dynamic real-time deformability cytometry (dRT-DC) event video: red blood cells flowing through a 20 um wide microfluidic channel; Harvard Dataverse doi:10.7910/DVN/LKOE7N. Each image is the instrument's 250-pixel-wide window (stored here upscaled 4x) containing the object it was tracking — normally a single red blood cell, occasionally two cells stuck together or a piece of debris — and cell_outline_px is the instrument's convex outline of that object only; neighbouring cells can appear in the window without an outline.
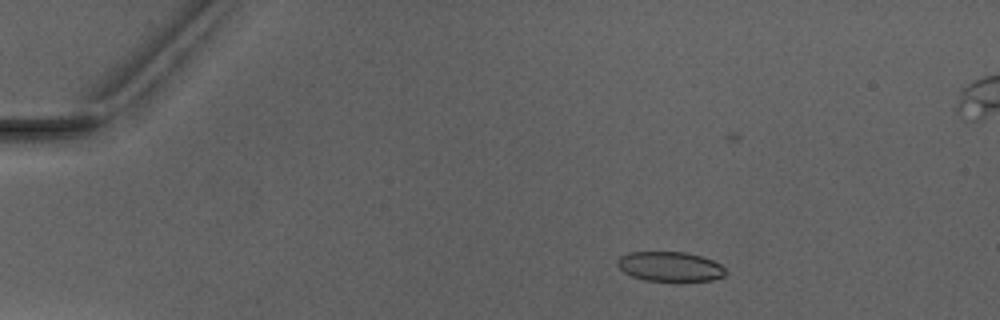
{"species": "Egyptian fruit bat (a non-hibernating species)", "species_latin": "Rousettus aegyptiacus", "temperature_condition": "warm", "stored_images_in_passage": 4, "camera_frame_rate_fps": 3000, "um_per_image_px": 0.085, "animal": {"sex": "male"}, "frame": {"image": 1, "passage_image": 1, "time_ms": 0.0, "image_size_px": [1000, 320], "cell_outline_px": [[724, 276], [712, 280], [644, 280], [632, 276], [624, 272], [616, 264], [616, 260], [620, 256], [628, 252], [684, 252], [700, 256], [712, 260], [720, 264], [724, 268]], "centroid_in_image_um": [56.9, 22.64], "position_along_channel_um": 28.1, "area_um2": 18.44}}